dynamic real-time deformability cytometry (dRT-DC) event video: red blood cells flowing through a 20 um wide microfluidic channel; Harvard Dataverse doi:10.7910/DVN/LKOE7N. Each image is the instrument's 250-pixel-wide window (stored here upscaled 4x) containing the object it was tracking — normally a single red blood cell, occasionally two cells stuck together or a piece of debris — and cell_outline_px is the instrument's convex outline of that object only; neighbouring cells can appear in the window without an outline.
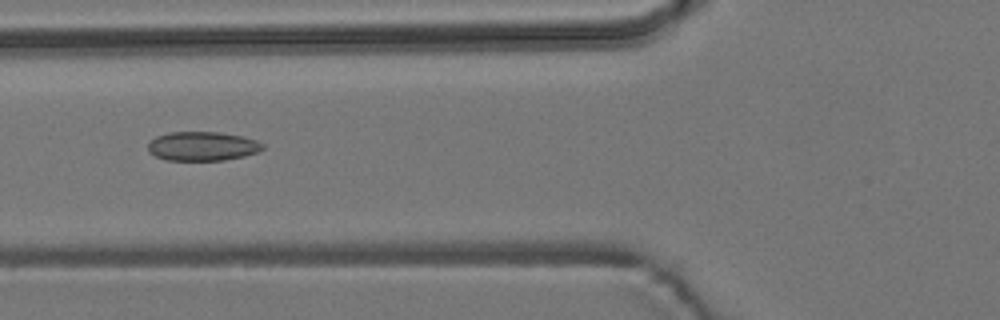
{"species": "common noctule bat (a hibernating species)", "species_latin": "Nyctalus noctula", "temperature_condition": "room temperature", "stored_images_in_passage": 8, "camera_frame_rate_fps": 3000, "um_per_image_px": 0.085, "animal": {"sex": "male", "body_mass_g": 19.2, "forearm_length_mm": 51.8}, "frame": {"image": 1, "passage_image": 4, "time_ms": 4.667, "image_size_px": [1000, 320], "cell_outline_px": [[264, 148], [256, 152], [244, 156], [224, 160], [168, 160], [156, 156], [148, 152], [148, 144], [156, 136], [168, 132], [220, 132], [244, 136], [256, 140], [264, 144]], "centroid_in_image_um": [17.21, 12.42], "position_along_channel_um": 108.6, "area_um2": 19.48}}
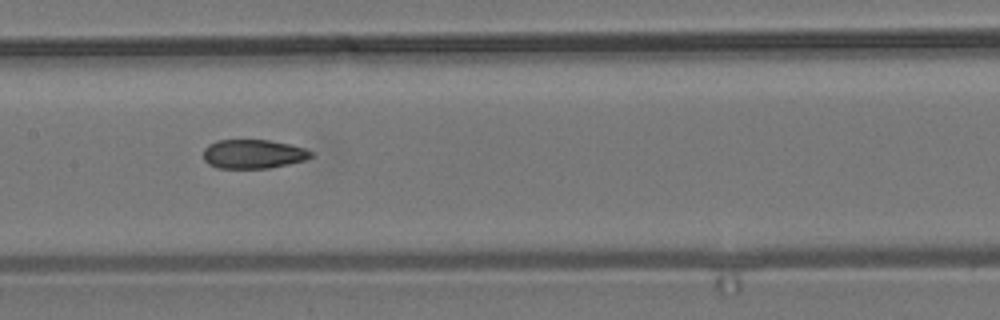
{"frame": {"image": 2, "passage_image": 6, "time_ms": 6.667, "image_size_px": [1000, 320], "cell_outline_px": [[312, 156], [304, 160], [288, 164], [268, 168], [216, 168], [208, 164], [204, 160], [204, 148], [208, 144], [216, 140], [268, 140], [288, 144], [304, 148], [312, 152]], "centroid_in_image_um": [21.48, 13.09], "position_along_channel_um": 185.9, "area_um2": 18.15}}
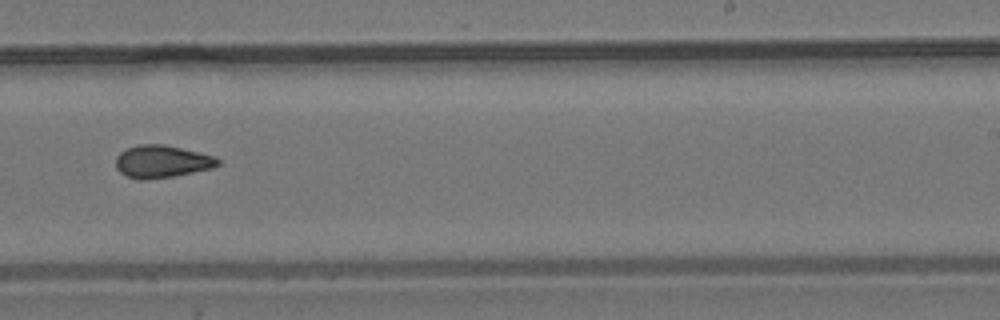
{"frame": {"image": 3, "passage_image": 8, "time_ms": 9.0, "image_size_px": [1000, 320], "cell_outline_px": [[220, 164], [212, 168], [172, 176], [144, 180], [140, 180], [128, 176], [120, 172], [116, 168], [116, 156], [120, 152], [128, 148], [140, 144], [164, 144], [212, 156], [220, 160]], "centroid_in_image_um": [13.72, 13.73], "position_along_channel_um": 275.3, "area_um2": 19.02}}